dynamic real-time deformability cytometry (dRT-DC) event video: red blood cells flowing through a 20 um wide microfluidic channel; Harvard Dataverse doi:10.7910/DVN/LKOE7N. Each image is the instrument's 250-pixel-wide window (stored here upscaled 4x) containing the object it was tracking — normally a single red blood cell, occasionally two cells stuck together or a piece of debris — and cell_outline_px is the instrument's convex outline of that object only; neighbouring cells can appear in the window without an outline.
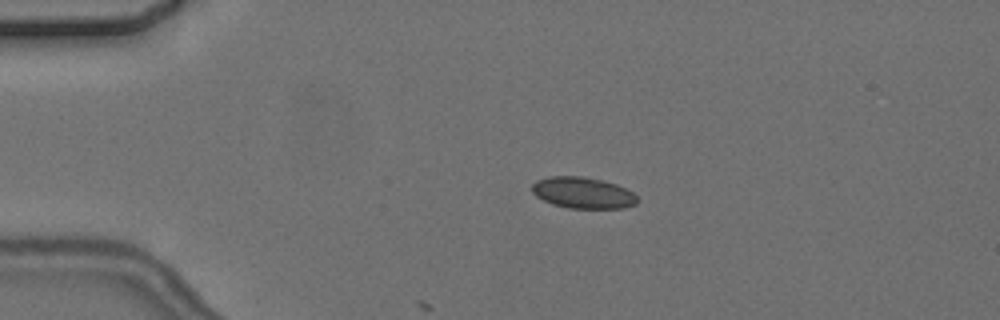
{"species": "common noctule bat (a hibernating species)", "species_latin": "Nyctalus noctula", "temperature_condition": "cold", "stored_images_in_passage": 10, "camera_frame_rate_fps": 3000, "um_per_image_px": 0.085, "animal": {"sex": "female", "body_mass_g": 24.6, "forearm_length_mm": 56.2}, "frame": {"image": 1, "passage_image": 3, "time_ms": 2.333, "image_size_px": [1000, 320], "cell_outline_px": [[636, 204], [624, 208], [568, 208], [552, 204], [536, 196], [532, 192], [532, 184], [536, 180], [548, 176], [584, 176], [604, 180], [616, 184], [632, 192], [636, 196]], "centroid_in_image_um": [49.52, 16.38], "position_along_channel_um": 35.5, "area_um2": 19.25}}